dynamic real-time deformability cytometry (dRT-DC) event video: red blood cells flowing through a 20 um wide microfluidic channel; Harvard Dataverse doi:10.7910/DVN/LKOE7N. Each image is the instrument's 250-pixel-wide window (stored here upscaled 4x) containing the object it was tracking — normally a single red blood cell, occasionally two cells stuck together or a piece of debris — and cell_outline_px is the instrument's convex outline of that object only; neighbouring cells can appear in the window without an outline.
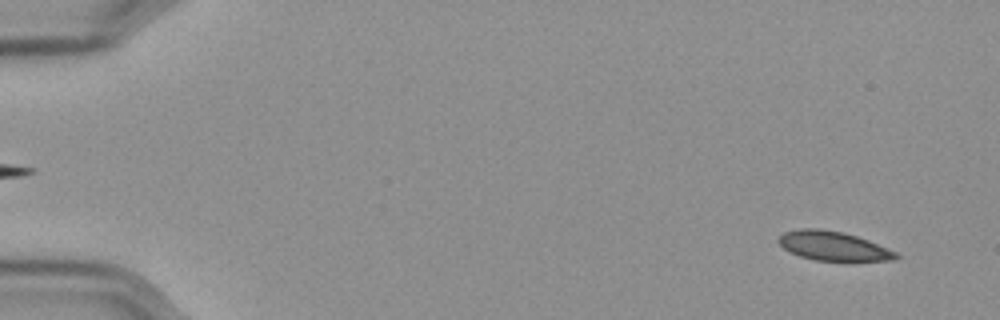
{"species": "Egyptian fruit bat (a non-hibernating species)", "species_latin": "Rousettus aegyptiacus", "temperature_condition": "cold", "stored_images_in_passage": 57, "camera_frame_rate_fps": 3000, "um_per_image_px": 0.085, "frame": {"image": 1, "passage_image": 3, "time_ms": 0.667, "image_size_px": [1000, 320], "cell_outline_px": [[900, 256], [892, 260], [816, 260], [800, 256], [788, 252], [776, 240], [784, 232], [800, 228], [820, 228], [844, 232], [868, 240], [896, 252]], "centroid_in_image_um": [70.77, 20.89], "position_along_channel_um": 14.2, "area_um2": 19.77}}
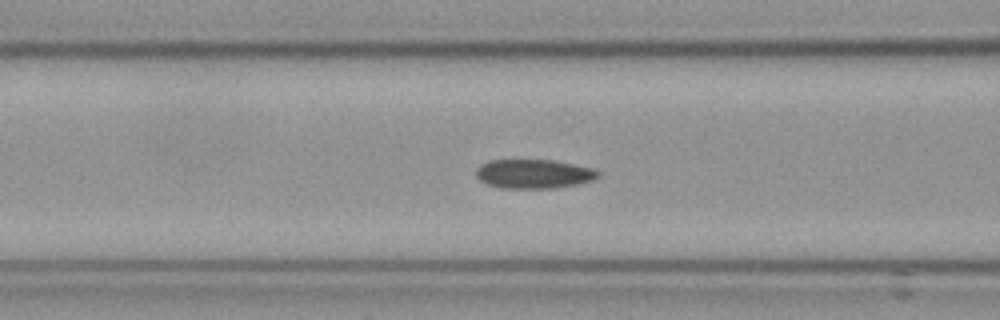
{"frame": {"image": 2, "passage_image": 23, "time_ms": 7.333, "image_size_px": [1000, 320], "cell_outline_px": [[600, 176], [592, 180], [576, 184], [552, 188], [504, 188], [488, 184], [480, 180], [476, 176], [476, 168], [480, 164], [488, 160], [552, 160], [592, 168], [600, 172]], "centroid_in_image_um": [45.34, 14.77], "position_along_channel_um": 121.3, "area_um2": 20.58}}
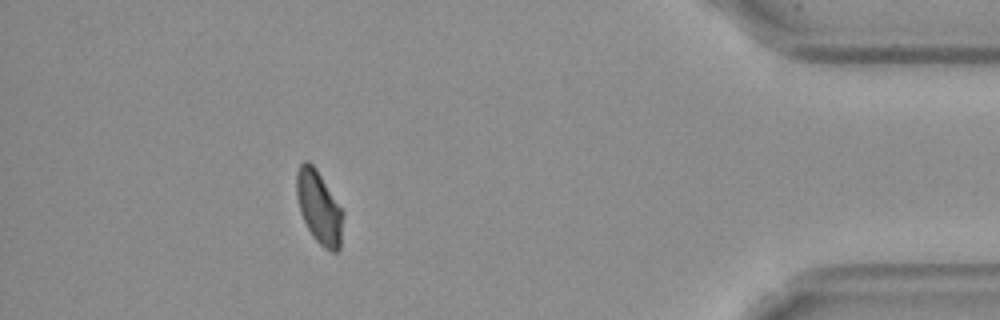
{"frame": {"image": 3, "passage_image": 51, "time_ms": 16.667, "image_size_px": [1000, 320], "cell_outline_px": [[344, 212], [340, 248], [336, 252], [332, 252], [324, 248], [312, 236], [300, 212], [296, 196], [296, 172], [300, 164], [304, 160], [308, 160], [316, 168]], "centroid_in_image_um": [27.11, 17.62], "position_along_channel_um": 408.1, "area_um2": 19.83}}